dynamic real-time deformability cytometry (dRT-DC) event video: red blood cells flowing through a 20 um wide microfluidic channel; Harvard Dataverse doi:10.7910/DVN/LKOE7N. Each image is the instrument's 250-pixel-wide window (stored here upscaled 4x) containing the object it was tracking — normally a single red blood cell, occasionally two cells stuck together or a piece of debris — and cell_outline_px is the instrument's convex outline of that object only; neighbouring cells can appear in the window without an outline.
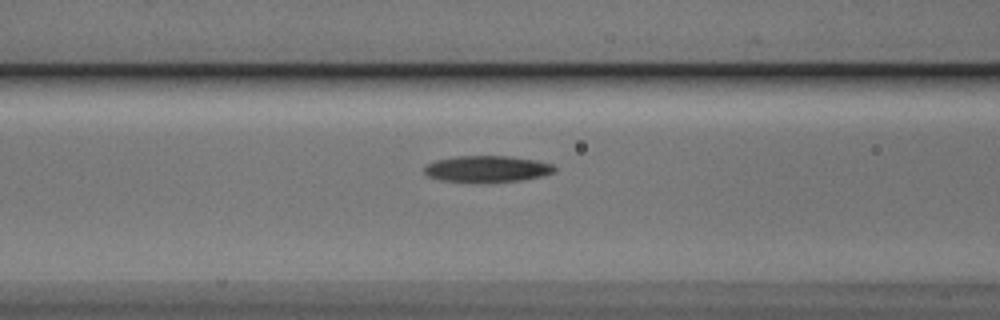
{"species": "Egyptian fruit bat (a non-hibernating species)", "species_latin": "Rousettus aegyptiacus", "temperature_condition": "cold", "stored_images_in_passage": 7, "camera_frame_rate_fps": 3000, "um_per_image_px": 0.085, "animal": {"sex": "male"}, "frame": {"image": 1, "passage_image": 5, "time_ms": 1.333, "image_size_px": [1000, 320], "cell_outline_px": [[556, 172], [540, 176], [520, 180], [440, 180], [428, 176], [424, 172], [424, 168], [428, 164], [436, 160], [452, 156], [508, 156], [536, 160], [552, 164], [556, 168]], "centroid_in_image_um": [41.41, 14.31], "position_along_channel_um": 125.2, "area_um2": 19.31}}